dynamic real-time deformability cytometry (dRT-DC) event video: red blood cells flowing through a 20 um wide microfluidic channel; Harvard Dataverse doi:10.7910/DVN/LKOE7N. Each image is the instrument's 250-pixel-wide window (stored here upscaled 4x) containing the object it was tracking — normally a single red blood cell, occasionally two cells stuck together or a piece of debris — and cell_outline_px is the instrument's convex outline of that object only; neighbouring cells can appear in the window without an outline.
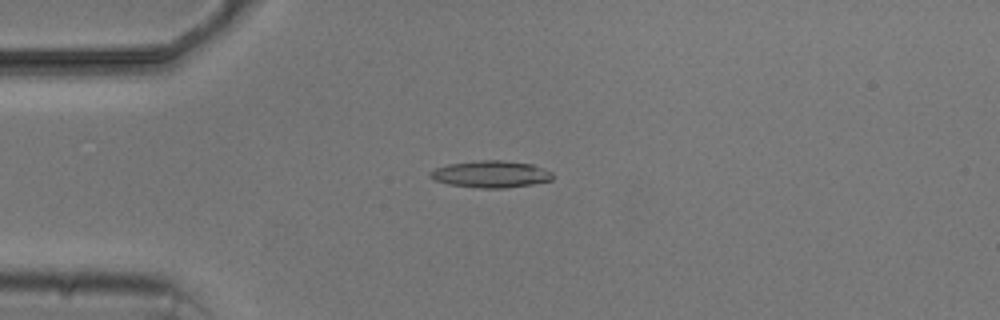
{"species": "common noctule bat (a hibernating species)", "species_latin": "Nyctalus noctula", "temperature_condition": "cold", "stored_images_in_passage": 6, "camera_frame_rate_fps": 3000, "um_per_image_px": 0.085, "animal": {"sex": "male", "body_mass_g": 20.5, "forearm_length_mm": 52.5}, "frame": {"image": 1, "passage_image": 4, "time_ms": 4.0, "image_size_px": [1000, 320], "cell_outline_px": [[552, 180], [532, 184], [504, 188], [476, 188], [448, 184], [436, 180], [428, 176], [428, 172], [436, 168], [448, 164], [476, 160], [504, 160], [532, 164], [544, 168], [552, 172]], "centroid_in_image_um": [41.71, 14.8], "position_along_channel_um": 43.3, "area_um2": 19.31}}